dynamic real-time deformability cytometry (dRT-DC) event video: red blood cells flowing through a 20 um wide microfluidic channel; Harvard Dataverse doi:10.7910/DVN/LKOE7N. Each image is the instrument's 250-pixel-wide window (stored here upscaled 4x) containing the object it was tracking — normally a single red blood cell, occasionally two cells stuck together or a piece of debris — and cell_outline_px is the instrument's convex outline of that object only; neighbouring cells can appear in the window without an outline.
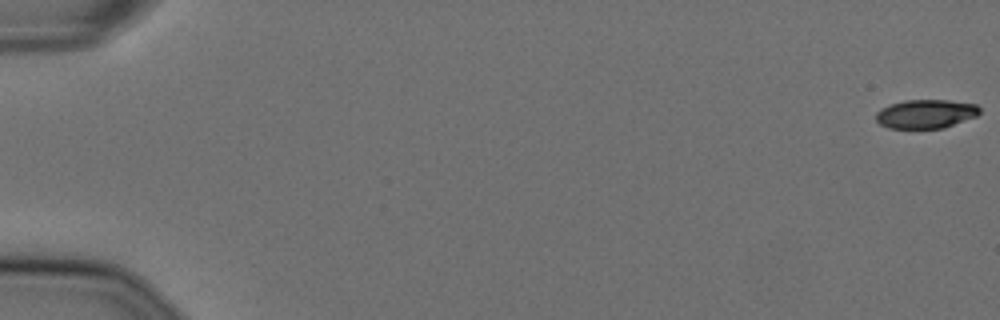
{"species": "Egyptian fruit bat (a non-hibernating species)", "species_latin": "Rousettus aegyptiacus", "temperature_condition": "cold", "stored_images_in_passage": 35, "camera_frame_rate_fps": 3000, "um_per_image_px": 0.085, "animal": {"sex": "female"}, "frame": {"image": 1, "passage_image": 1, "time_ms": 0.0, "image_size_px": [1000, 320], "cell_outline_px": [[980, 112], [976, 116], [944, 128], [888, 128], [880, 124], [876, 120], [876, 112], [880, 108], [904, 100], [948, 100], [976, 104], [980, 108]], "centroid_in_image_um": [78.68, 9.68], "position_along_channel_um": 6.3, "area_um2": 17.4}}
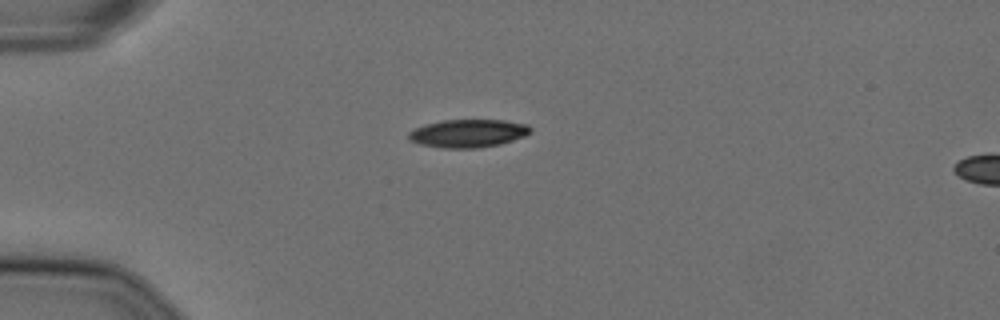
{"frame": {"image": 2, "passage_image": 16, "time_ms": 5.0, "image_size_px": [1000, 320], "cell_outline_px": [[532, 132], [524, 136], [500, 144], [480, 148], [440, 148], [420, 144], [408, 140], [408, 132], [424, 124], [444, 120], [504, 120], [528, 124], [532, 128]], "centroid_in_image_um": [39.79, 11.33], "position_along_channel_um": 45.2, "area_um2": 20.06}}
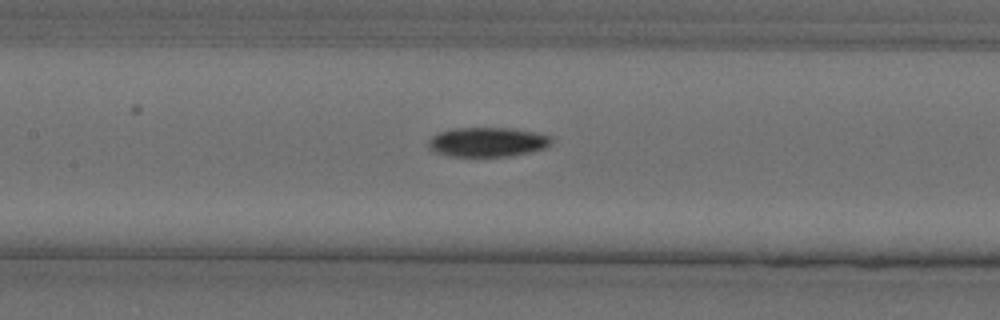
{"frame": {"image": 3, "passage_image": 28, "time_ms": 9.0, "image_size_px": [1000, 320], "cell_outline_px": [[552, 144], [544, 148], [512, 156], [452, 156], [432, 152], [428, 148], [428, 140], [432, 136], [440, 132], [452, 128], [516, 128], [536, 132], [552, 136]], "centroid_in_image_um": [41.44, 12.06], "position_along_channel_um": 166.0, "area_um2": 21.33}}